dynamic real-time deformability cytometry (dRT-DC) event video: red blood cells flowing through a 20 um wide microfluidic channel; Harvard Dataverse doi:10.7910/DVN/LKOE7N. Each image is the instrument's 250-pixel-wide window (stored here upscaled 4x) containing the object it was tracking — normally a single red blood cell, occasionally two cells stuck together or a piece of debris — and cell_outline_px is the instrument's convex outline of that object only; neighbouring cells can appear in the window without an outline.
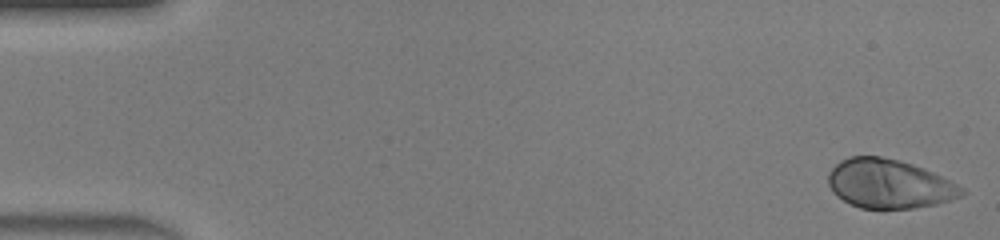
{"species": "human", "species_latin": "Homo sapiens", "temperature_condition": "warm", "stored_images_in_passage": 46, "camera_frame_rate_fps": 3000, "um_per_image_px": 0.085, "donor": {"sex": "male"}, "frame": {"image": 1, "passage_image": 1, "time_ms": 0.0, "image_size_px": [1000, 240], "cell_outline_px": [[968, 192], [960, 196], [936, 204], [916, 208], [860, 208], [836, 196], [832, 192], [828, 184], [828, 172], [840, 160], [852, 156], [880, 156], [912, 164], [924, 168], [964, 188]], "centroid_in_image_um": [75.55, 15.62], "position_along_channel_um": 9.4, "area_um2": 37.92}}
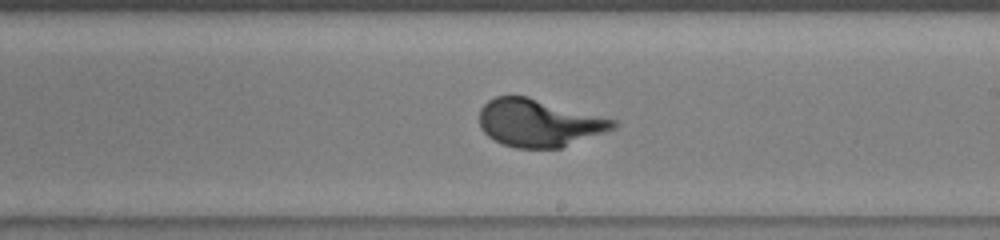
{"frame": {"image": 2, "passage_image": 27, "time_ms": 8.667, "image_size_px": [1000, 240], "cell_outline_px": [[620, 124], [616, 128], [560, 148], [516, 148], [504, 144], [488, 136], [480, 128], [480, 108], [488, 100], [496, 96], [528, 96], [616, 120]], "centroid_in_image_um": [45.81, 10.44], "position_along_channel_um": 243.2, "area_um2": 36.93}}
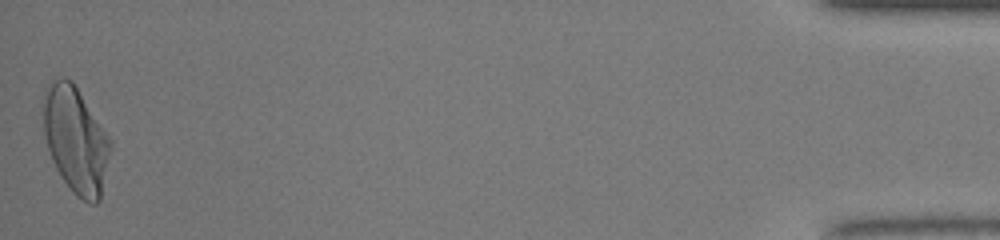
{"frame": {"image": 3, "passage_image": 46, "time_ms": 15.0, "image_size_px": [1000, 240], "cell_outline_px": [[112, 148], [100, 200], [96, 204], [88, 204], [76, 196], [72, 192], [56, 168], [52, 160], [48, 148], [44, 132], [44, 96], [52, 80], [60, 76], [64, 76], [72, 80], [112, 140]], "centroid_in_image_um": [6.47, 11.91], "position_along_channel_um": 428.7, "area_um2": 41.62}}